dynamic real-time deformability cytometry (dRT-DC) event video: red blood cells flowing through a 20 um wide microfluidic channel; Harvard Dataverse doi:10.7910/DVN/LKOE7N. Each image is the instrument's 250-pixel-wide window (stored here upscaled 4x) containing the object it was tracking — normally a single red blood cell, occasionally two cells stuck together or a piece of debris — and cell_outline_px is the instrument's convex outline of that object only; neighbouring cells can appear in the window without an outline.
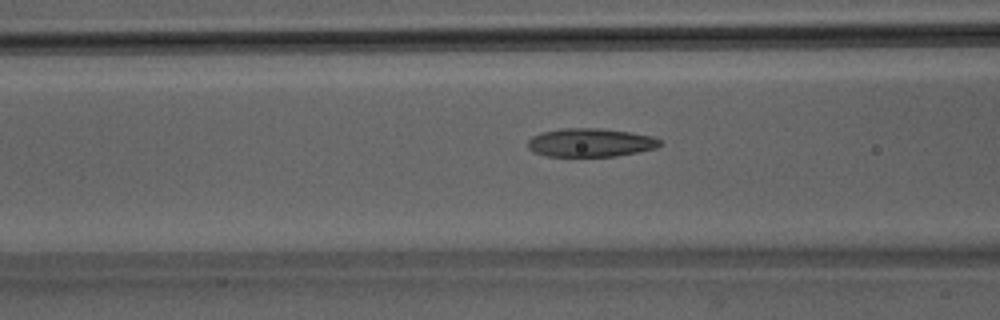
{"species": "Egyptian fruit bat (a non-hibernating species)", "species_latin": "Rousettus aegyptiacus", "temperature_condition": "room temperature", "stored_images_in_passage": 50, "camera_frame_rate_fps": 3000, "um_per_image_px": 0.085, "animal": {"sex": "male"}, "frame": {"image": 1, "passage_image": 20, "time_ms": 6.333, "image_size_px": [1000, 320], "cell_outline_px": [[660, 144], [656, 148], [616, 156], [548, 156], [532, 152], [528, 148], [528, 140], [532, 136], [540, 132], [564, 128], [600, 128], [628, 132], [652, 136], [660, 140]], "centroid_in_image_um": [50.14, 12.12], "position_along_channel_um": 116.5, "area_um2": 21.85}}
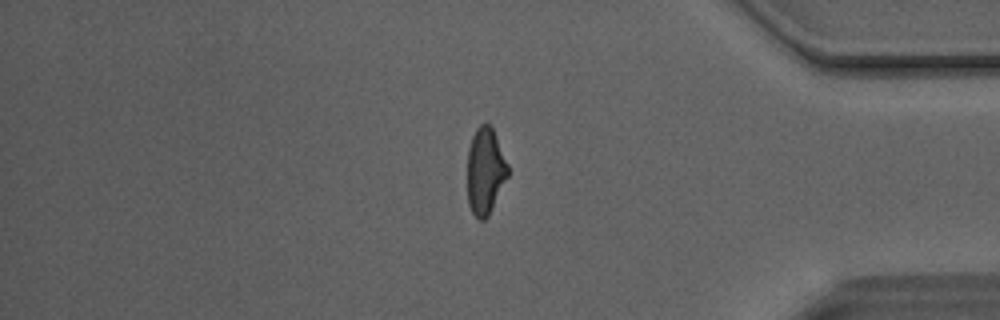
{"frame": {"image": 2, "passage_image": 42, "time_ms": 13.667, "image_size_px": [1000, 320], "cell_outline_px": [[508, 176], [488, 216], [484, 220], [480, 220], [472, 212], [468, 204], [468, 148], [472, 136], [476, 128], [480, 124], [492, 124], [508, 164]], "centroid_in_image_um": [41.25, 14.5], "position_along_channel_um": 393.9, "area_um2": 20.52}}
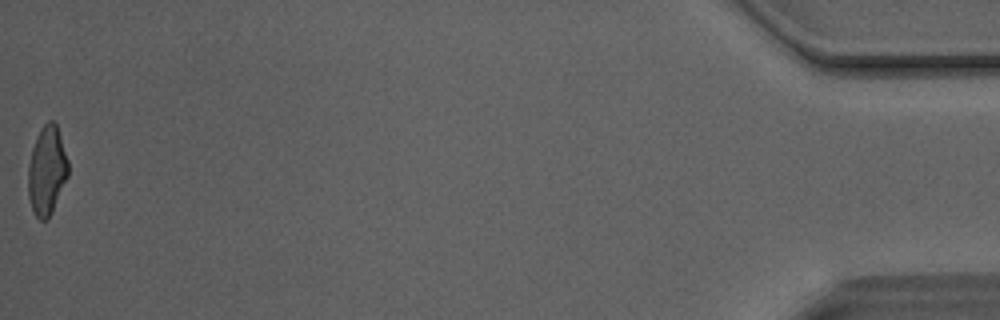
{"frame": {"image": 3, "passage_image": 50, "time_ms": 16.333, "image_size_px": [1000, 320], "cell_outline_px": [[68, 176], [52, 212], [48, 220], [40, 220], [36, 216], [32, 208], [28, 196], [28, 164], [32, 148], [36, 136], [40, 128], [48, 120], [52, 120], [56, 124], [68, 160]], "centroid_in_image_um": [3.97, 14.5], "position_along_channel_um": 431.2, "area_um2": 20.75}, "authors_computed_cell_mechanics": {"area_um2": 21.7328, "velocity_mm_per_s": 4.142, "shape_relaxation_time_tau1_ms": 8.0549, "shape_relaxation_time_tau2_ms": 1.9075, "deformation_change_tau1": 0.2452, "deformation_change_tau2": 0.1047}}